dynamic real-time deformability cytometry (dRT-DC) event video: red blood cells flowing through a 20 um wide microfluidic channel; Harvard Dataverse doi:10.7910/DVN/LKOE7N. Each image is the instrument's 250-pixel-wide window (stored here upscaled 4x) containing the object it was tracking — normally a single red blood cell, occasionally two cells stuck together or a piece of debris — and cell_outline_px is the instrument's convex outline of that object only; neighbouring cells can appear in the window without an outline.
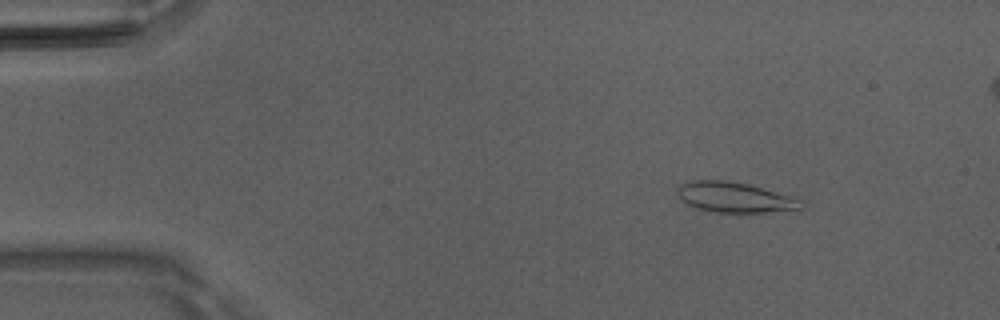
{"species": "Egyptian fruit bat (a non-hibernating species)", "species_latin": "Rousettus aegyptiacus", "temperature_condition": "room temperature", "stored_images_in_passage": 50, "segment_of_instrument_passage": [1, 2], "camera_frame_rate_fps": 3000, "um_per_image_px": 0.085, "animal": {"sex": "male"}, "frame": {"image": 1, "passage_image": 6, "time_ms": 1.667, "image_size_px": [1000, 320], "cell_outline_px": [[804, 208], [800, 212], [712, 212], [696, 208], [680, 200], [676, 196], [676, 188], [680, 184], [688, 180], [724, 180], [748, 184], [796, 196], [804, 204]], "centroid_in_image_um": [62.53, 16.78], "position_along_channel_um": 22.5, "area_um2": 22.72}}
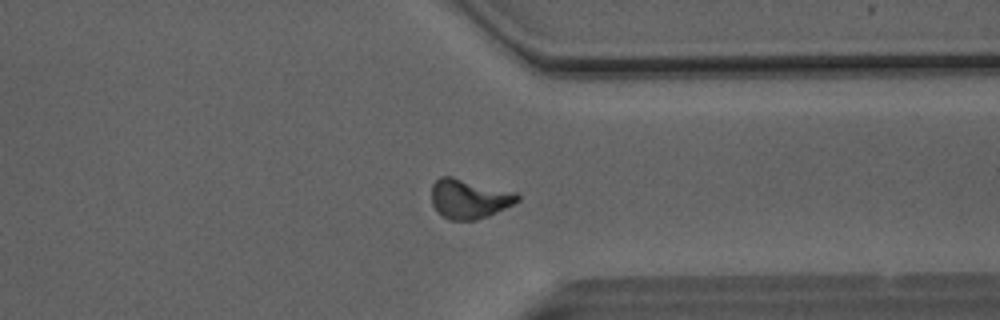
{"frame": {"image": 2, "passage_image": 38, "time_ms": 12.333, "image_size_px": [1000, 320], "cell_outline_px": [[520, 200], [488, 216], [476, 220], [448, 220], [432, 204], [432, 184], [440, 176], [452, 176], [516, 192], [520, 196]], "centroid_in_image_um": [39.88, 16.88], "position_along_channel_um": 371.5, "area_um2": 19.65}}
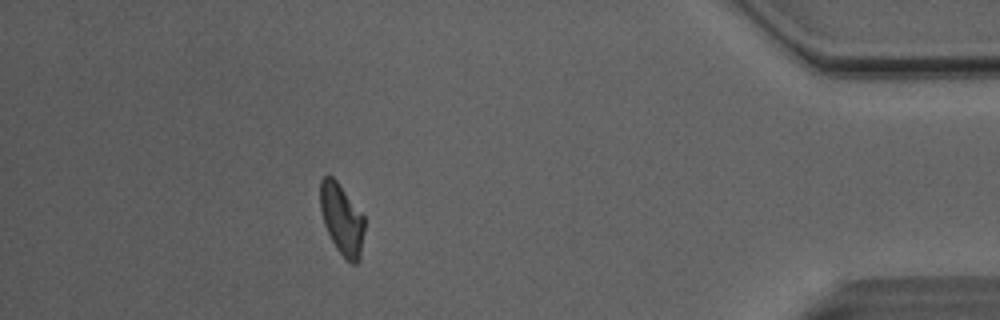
{"frame": {"image": 3, "passage_image": 44, "time_ms": 14.333, "image_size_px": [1000, 320], "cell_outline_px": [[364, 228], [360, 260], [356, 264], [352, 264], [336, 248], [324, 224], [320, 208], [320, 180], [324, 176], [332, 176], [336, 180], [364, 216]], "centroid_in_image_um": [29.05, 18.63], "position_along_channel_um": 406.1, "area_um2": 18.03}}